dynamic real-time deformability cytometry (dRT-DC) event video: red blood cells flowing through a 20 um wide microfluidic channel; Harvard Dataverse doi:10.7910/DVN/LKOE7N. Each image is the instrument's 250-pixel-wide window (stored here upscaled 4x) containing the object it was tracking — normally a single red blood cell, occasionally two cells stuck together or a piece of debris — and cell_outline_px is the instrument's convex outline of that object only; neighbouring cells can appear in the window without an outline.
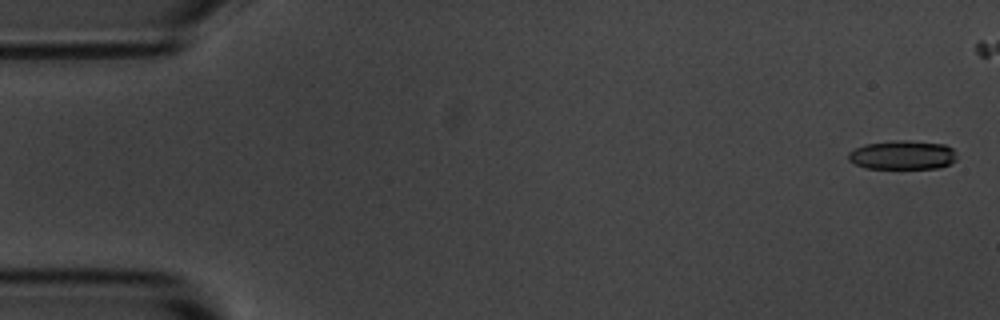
{"species": "common noctule bat (a hibernating species)", "species_latin": "Nyctalus noctula", "temperature_condition": "room temperature", "stored_images_in_passage": 6, "camera_frame_rate_fps": 3000, "um_per_image_px": 0.085, "animal": {"sex": "male", "body_mass_g": 20.1, "forearm_length_mm": 53.5}, "frame": {"image": 1, "passage_image": 1, "time_ms": 0.0, "image_size_px": [1000, 320], "cell_outline_px": [[956, 160], [940, 168], [864, 168], [848, 160], [848, 152], [864, 144], [892, 140], [908, 140], [944, 144], [952, 148], [956, 156]], "centroid_in_image_um": [76.7, 13.17], "position_along_channel_um": 8.3, "area_um2": 18.38}}
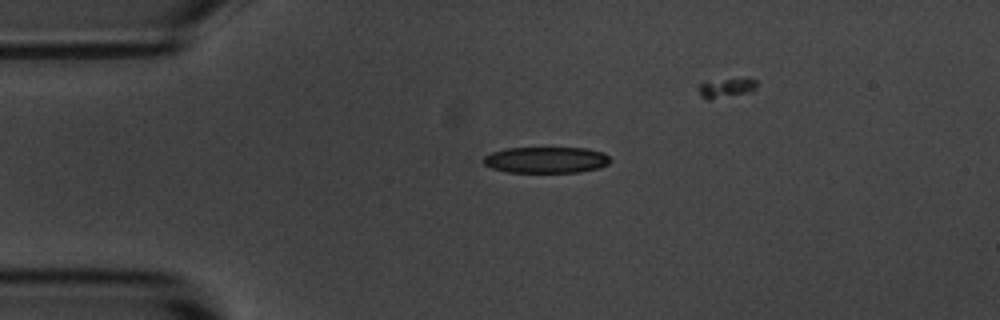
{"frame": {"image": 2, "passage_image": 4, "time_ms": 3.667, "image_size_px": [1000, 320], "cell_outline_px": [[612, 160], [608, 164], [600, 168], [576, 172], [508, 172], [492, 168], [484, 164], [484, 156], [492, 152], [504, 148], [588, 148], [604, 152]], "centroid_in_image_um": [46.45, 13.59], "position_along_channel_um": 38.6, "area_um2": 19.42}}